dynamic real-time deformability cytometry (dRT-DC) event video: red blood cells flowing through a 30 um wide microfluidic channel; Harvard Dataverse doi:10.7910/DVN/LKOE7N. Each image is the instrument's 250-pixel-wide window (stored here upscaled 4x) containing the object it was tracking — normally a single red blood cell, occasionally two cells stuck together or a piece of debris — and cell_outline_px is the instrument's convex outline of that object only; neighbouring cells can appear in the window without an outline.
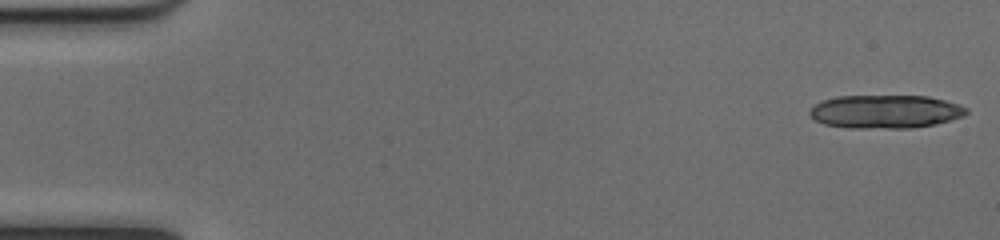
{"species": "common noctule bat (a hibernating species)", "species_latin": "Nyctalus noctula", "temperature_condition": "cold", "stored_images_in_passage": 18, "camera_frame_rate_fps": 3000, "um_per_image_px": 0.085, "animal": {"sex": "female", "body_mass_g": 17.0, "forearm_length_mm": 48.0}, "frame": {"image": 1, "passage_image": 1, "time_ms": 0.0, "image_size_px": [1000, 240], "cell_outline_px": [[968, 112], [964, 116], [936, 124], [912, 128], [848, 128], [824, 124], [808, 116], [808, 112], [816, 104], [824, 100], [836, 96], [928, 96], [944, 100], [968, 108]], "centroid_in_image_um": [75.25, 9.49], "position_along_channel_um": 9.8, "area_um2": 30.52}}